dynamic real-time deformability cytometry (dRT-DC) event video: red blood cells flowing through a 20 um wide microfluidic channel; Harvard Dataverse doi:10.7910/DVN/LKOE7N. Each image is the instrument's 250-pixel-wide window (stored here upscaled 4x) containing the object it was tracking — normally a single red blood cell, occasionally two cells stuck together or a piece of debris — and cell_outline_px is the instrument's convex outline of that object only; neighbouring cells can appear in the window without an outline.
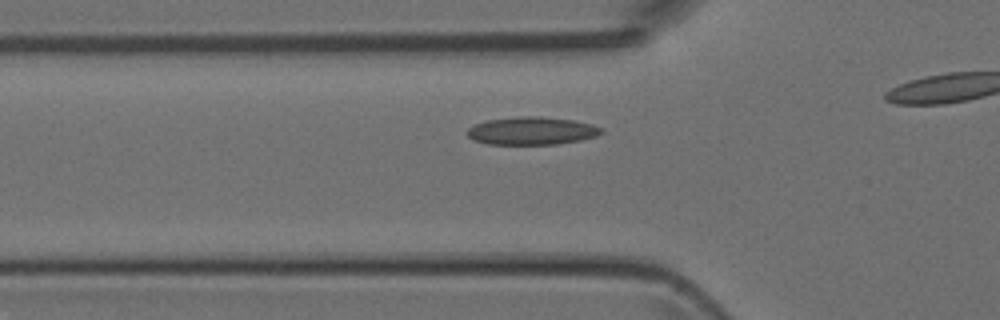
{"species": "Egyptian fruit bat (a non-hibernating species)", "species_latin": "Rousettus aegyptiacus", "temperature_condition": "room temperature", "stored_images_in_passage": 12, "camera_frame_rate_fps": 3000, "um_per_image_px": 0.085, "animal": {"sex": "female"}, "frame": {"image": 1, "passage_image": 7, "time_ms": 2.0, "image_size_px": [1000, 320], "cell_outline_px": [[604, 132], [596, 136], [580, 140], [556, 144], [488, 144], [472, 140], [464, 132], [468, 128], [476, 124], [488, 120], [520, 116], [536, 116], [572, 120], [592, 124], [600, 128]], "centroid_in_image_um": [45.16, 11.12], "position_along_channel_um": 80.6, "area_um2": 21.68}}
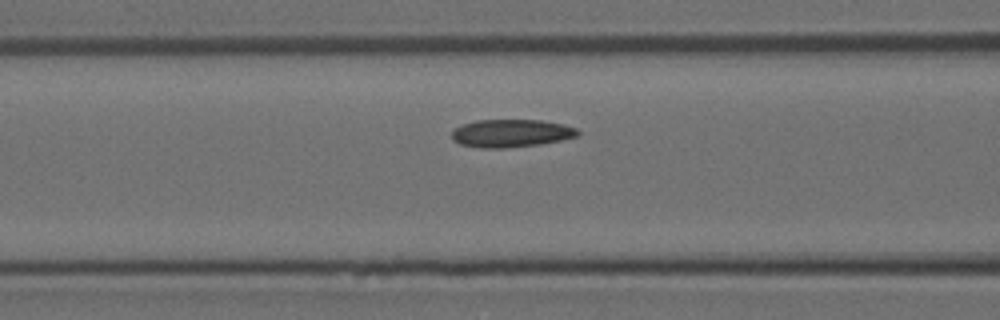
{"frame": {"image": 2, "passage_image": 10, "time_ms": 3.0, "image_size_px": [1000, 320], "cell_outline_px": [[580, 136], [540, 144], [504, 148], [484, 148], [460, 144], [452, 140], [452, 132], [456, 128], [464, 124], [476, 120], [540, 120], [564, 124], [576, 128], [580, 132]], "centroid_in_image_um": [43.47, 11.32], "position_along_channel_um": 123.1, "area_um2": 20.4}}